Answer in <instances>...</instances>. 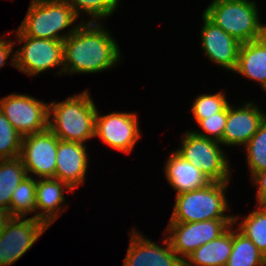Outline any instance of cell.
Instances as JSON below:
<instances>
[{
	"instance_id": "obj_1",
	"label": "cell",
	"mask_w": 266,
	"mask_h": 266,
	"mask_svg": "<svg viewBox=\"0 0 266 266\" xmlns=\"http://www.w3.org/2000/svg\"><path fill=\"white\" fill-rule=\"evenodd\" d=\"M101 22H82L64 41V74H94L121 60L118 42Z\"/></svg>"
},
{
	"instance_id": "obj_2",
	"label": "cell",
	"mask_w": 266,
	"mask_h": 266,
	"mask_svg": "<svg viewBox=\"0 0 266 266\" xmlns=\"http://www.w3.org/2000/svg\"><path fill=\"white\" fill-rule=\"evenodd\" d=\"M97 106L88 89L48 107V129L59 140L86 144L95 136Z\"/></svg>"
},
{
	"instance_id": "obj_3",
	"label": "cell",
	"mask_w": 266,
	"mask_h": 266,
	"mask_svg": "<svg viewBox=\"0 0 266 266\" xmlns=\"http://www.w3.org/2000/svg\"><path fill=\"white\" fill-rule=\"evenodd\" d=\"M77 18L79 17L66 0H31L18 29L28 37L64 41L85 22L83 19L77 24ZM74 23L76 24L73 25ZM67 28L65 33L63 30Z\"/></svg>"
},
{
	"instance_id": "obj_4",
	"label": "cell",
	"mask_w": 266,
	"mask_h": 266,
	"mask_svg": "<svg viewBox=\"0 0 266 266\" xmlns=\"http://www.w3.org/2000/svg\"><path fill=\"white\" fill-rule=\"evenodd\" d=\"M203 14L240 43L266 36L257 3L252 0H212Z\"/></svg>"
},
{
	"instance_id": "obj_5",
	"label": "cell",
	"mask_w": 266,
	"mask_h": 266,
	"mask_svg": "<svg viewBox=\"0 0 266 266\" xmlns=\"http://www.w3.org/2000/svg\"><path fill=\"white\" fill-rule=\"evenodd\" d=\"M230 182L211 181L194 191L176 194L169 222H199L212 219H234L226 215L229 203L226 190Z\"/></svg>"
},
{
	"instance_id": "obj_6",
	"label": "cell",
	"mask_w": 266,
	"mask_h": 266,
	"mask_svg": "<svg viewBox=\"0 0 266 266\" xmlns=\"http://www.w3.org/2000/svg\"><path fill=\"white\" fill-rule=\"evenodd\" d=\"M219 141L186 131L181 137V147L175 152L184 160L191 162L205 174L210 181L230 182L231 165Z\"/></svg>"
},
{
	"instance_id": "obj_7",
	"label": "cell",
	"mask_w": 266,
	"mask_h": 266,
	"mask_svg": "<svg viewBox=\"0 0 266 266\" xmlns=\"http://www.w3.org/2000/svg\"><path fill=\"white\" fill-rule=\"evenodd\" d=\"M15 43H23L15 52V68L29 77L39 76L51 68L61 67L55 74L64 73L63 41L25 36L17 29Z\"/></svg>"
},
{
	"instance_id": "obj_8",
	"label": "cell",
	"mask_w": 266,
	"mask_h": 266,
	"mask_svg": "<svg viewBox=\"0 0 266 266\" xmlns=\"http://www.w3.org/2000/svg\"><path fill=\"white\" fill-rule=\"evenodd\" d=\"M234 219H212L199 222H168L164 232L172 249L184 261L200 246L217 239Z\"/></svg>"
},
{
	"instance_id": "obj_9",
	"label": "cell",
	"mask_w": 266,
	"mask_h": 266,
	"mask_svg": "<svg viewBox=\"0 0 266 266\" xmlns=\"http://www.w3.org/2000/svg\"><path fill=\"white\" fill-rule=\"evenodd\" d=\"M48 107V103L27 94L0 98V110L22 137L48 129Z\"/></svg>"
},
{
	"instance_id": "obj_10",
	"label": "cell",
	"mask_w": 266,
	"mask_h": 266,
	"mask_svg": "<svg viewBox=\"0 0 266 266\" xmlns=\"http://www.w3.org/2000/svg\"><path fill=\"white\" fill-rule=\"evenodd\" d=\"M48 228L37 218L11 217L0 236V266L18 261Z\"/></svg>"
},
{
	"instance_id": "obj_11",
	"label": "cell",
	"mask_w": 266,
	"mask_h": 266,
	"mask_svg": "<svg viewBox=\"0 0 266 266\" xmlns=\"http://www.w3.org/2000/svg\"><path fill=\"white\" fill-rule=\"evenodd\" d=\"M138 114L133 112H111L95 118V136L114 150L131 153L141 137Z\"/></svg>"
},
{
	"instance_id": "obj_12",
	"label": "cell",
	"mask_w": 266,
	"mask_h": 266,
	"mask_svg": "<svg viewBox=\"0 0 266 266\" xmlns=\"http://www.w3.org/2000/svg\"><path fill=\"white\" fill-rule=\"evenodd\" d=\"M58 142L59 138L49 129L23 137L19 158L28 176L55 178Z\"/></svg>"
},
{
	"instance_id": "obj_13",
	"label": "cell",
	"mask_w": 266,
	"mask_h": 266,
	"mask_svg": "<svg viewBox=\"0 0 266 266\" xmlns=\"http://www.w3.org/2000/svg\"><path fill=\"white\" fill-rule=\"evenodd\" d=\"M129 246L122 266H184V261L172 249L167 237L161 247L151 239L144 237L132 226Z\"/></svg>"
},
{
	"instance_id": "obj_14",
	"label": "cell",
	"mask_w": 266,
	"mask_h": 266,
	"mask_svg": "<svg viewBox=\"0 0 266 266\" xmlns=\"http://www.w3.org/2000/svg\"><path fill=\"white\" fill-rule=\"evenodd\" d=\"M227 106V121L220 143L225 147H244L266 119L265 112L253 101Z\"/></svg>"
},
{
	"instance_id": "obj_15",
	"label": "cell",
	"mask_w": 266,
	"mask_h": 266,
	"mask_svg": "<svg viewBox=\"0 0 266 266\" xmlns=\"http://www.w3.org/2000/svg\"><path fill=\"white\" fill-rule=\"evenodd\" d=\"M203 26L200 30V44L204 55L222 67L233 72L236 68L241 44L219 26L210 21L203 13Z\"/></svg>"
},
{
	"instance_id": "obj_16",
	"label": "cell",
	"mask_w": 266,
	"mask_h": 266,
	"mask_svg": "<svg viewBox=\"0 0 266 266\" xmlns=\"http://www.w3.org/2000/svg\"><path fill=\"white\" fill-rule=\"evenodd\" d=\"M89 159L85 144L59 140L55 178L75 190L85 183Z\"/></svg>"
},
{
	"instance_id": "obj_17",
	"label": "cell",
	"mask_w": 266,
	"mask_h": 266,
	"mask_svg": "<svg viewBox=\"0 0 266 266\" xmlns=\"http://www.w3.org/2000/svg\"><path fill=\"white\" fill-rule=\"evenodd\" d=\"M65 192L72 193L74 190L59 179H36V218L50 227L67 207L64 204Z\"/></svg>"
},
{
	"instance_id": "obj_18",
	"label": "cell",
	"mask_w": 266,
	"mask_h": 266,
	"mask_svg": "<svg viewBox=\"0 0 266 266\" xmlns=\"http://www.w3.org/2000/svg\"><path fill=\"white\" fill-rule=\"evenodd\" d=\"M167 158L164 165V176L172 189L177 192L176 194L194 191L211 182L199 168L184 160L175 151L171 152Z\"/></svg>"
},
{
	"instance_id": "obj_19",
	"label": "cell",
	"mask_w": 266,
	"mask_h": 266,
	"mask_svg": "<svg viewBox=\"0 0 266 266\" xmlns=\"http://www.w3.org/2000/svg\"><path fill=\"white\" fill-rule=\"evenodd\" d=\"M232 73L257 82L261 89L266 86V36L241 44L237 65Z\"/></svg>"
},
{
	"instance_id": "obj_20",
	"label": "cell",
	"mask_w": 266,
	"mask_h": 266,
	"mask_svg": "<svg viewBox=\"0 0 266 266\" xmlns=\"http://www.w3.org/2000/svg\"><path fill=\"white\" fill-rule=\"evenodd\" d=\"M233 246V224L217 239L212 240L190 254L184 266H226Z\"/></svg>"
},
{
	"instance_id": "obj_21",
	"label": "cell",
	"mask_w": 266,
	"mask_h": 266,
	"mask_svg": "<svg viewBox=\"0 0 266 266\" xmlns=\"http://www.w3.org/2000/svg\"><path fill=\"white\" fill-rule=\"evenodd\" d=\"M27 176L24 163L19 157L0 160V208L10 213L12 194Z\"/></svg>"
},
{
	"instance_id": "obj_22",
	"label": "cell",
	"mask_w": 266,
	"mask_h": 266,
	"mask_svg": "<svg viewBox=\"0 0 266 266\" xmlns=\"http://www.w3.org/2000/svg\"><path fill=\"white\" fill-rule=\"evenodd\" d=\"M233 225V246L226 266H266V257Z\"/></svg>"
},
{
	"instance_id": "obj_23",
	"label": "cell",
	"mask_w": 266,
	"mask_h": 266,
	"mask_svg": "<svg viewBox=\"0 0 266 266\" xmlns=\"http://www.w3.org/2000/svg\"><path fill=\"white\" fill-rule=\"evenodd\" d=\"M238 219L239 217L234 215L233 225L238 226L237 229L266 257V205L258 204L241 222H238Z\"/></svg>"
},
{
	"instance_id": "obj_24",
	"label": "cell",
	"mask_w": 266,
	"mask_h": 266,
	"mask_svg": "<svg viewBox=\"0 0 266 266\" xmlns=\"http://www.w3.org/2000/svg\"><path fill=\"white\" fill-rule=\"evenodd\" d=\"M33 177V178H32ZM34 213L36 218V178L27 176L14 190L10 200V214L12 217H25Z\"/></svg>"
},
{
	"instance_id": "obj_25",
	"label": "cell",
	"mask_w": 266,
	"mask_h": 266,
	"mask_svg": "<svg viewBox=\"0 0 266 266\" xmlns=\"http://www.w3.org/2000/svg\"><path fill=\"white\" fill-rule=\"evenodd\" d=\"M76 15L87 14L86 22H102L118 8L119 0H66ZM81 11V12H80ZM101 20V21H99Z\"/></svg>"
},
{
	"instance_id": "obj_26",
	"label": "cell",
	"mask_w": 266,
	"mask_h": 266,
	"mask_svg": "<svg viewBox=\"0 0 266 266\" xmlns=\"http://www.w3.org/2000/svg\"><path fill=\"white\" fill-rule=\"evenodd\" d=\"M244 148L246 149V162L251 177L266 169V119Z\"/></svg>"
},
{
	"instance_id": "obj_27",
	"label": "cell",
	"mask_w": 266,
	"mask_h": 266,
	"mask_svg": "<svg viewBox=\"0 0 266 266\" xmlns=\"http://www.w3.org/2000/svg\"><path fill=\"white\" fill-rule=\"evenodd\" d=\"M229 104L225 93L222 91L213 94H201L192 103V120H195L197 124L202 119L217 116V113L222 112Z\"/></svg>"
},
{
	"instance_id": "obj_28",
	"label": "cell",
	"mask_w": 266,
	"mask_h": 266,
	"mask_svg": "<svg viewBox=\"0 0 266 266\" xmlns=\"http://www.w3.org/2000/svg\"><path fill=\"white\" fill-rule=\"evenodd\" d=\"M23 137L0 110V160L14 159L20 156Z\"/></svg>"
},
{
	"instance_id": "obj_29",
	"label": "cell",
	"mask_w": 266,
	"mask_h": 266,
	"mask_svg": "<svg viewBox=\"0 0 266 266\" xmlns=\"http://www.w3.org/2000/svg\"><path fill=\"white\" fill-rule=\"evenodd\" d=\"M226 121L227 107L222 112L217 113V116H211L200 120L196 125L201 128L202 132L199 130H193V132L199 136L220 142L222 140Z\"/></svg>"
},
{
	"instance_id": "obj_30",
	"label": "cell",
	"mask_w": 266,
	"mask_h": 266,
	"mask_svg": "<svg viewBox=\"0 0 266 266\" xmlns=\"http://www.w3.org/2000/svg\"><path fill=\"white\" fill-rule=\"evenodd\" d=\"M15 45L16 43L14 40L3 39V37L0 36V69L6 64L9 56L11 57L9 65L15 66V52H13V50H15L13 48Z\"/></svg>"
},
{
	"instance_id": "obj_31",
	"label": "cell",
	"mask_w": 266,
	"mask_h": 266,
	"mask_svg": "<svg viewBox=\"0 0 266 266\" xmlns=\"http://www.w3.org/2000/svg\"><path fill=\"white\" fill-rule=\"evenodd\" d=\"M254 187L257 188V204L266 205V169L255 173L251 177Z\"/></svg>"
},
{
	"instance_id": "obj_32",
	"label": "cell",
	"mask_w": 266,
	"mask_h": 266,
	"mask_svg": "<svg viewBox=\"0 0 266 266\" xmlns=\"http://www.w3.org/2000/svg\"><path fill=\"white\" fill-rule=\"evenodd\" d=\"M11 217V214L7 210L0 208V236Z\"/></svg>"
}]
</instances>
